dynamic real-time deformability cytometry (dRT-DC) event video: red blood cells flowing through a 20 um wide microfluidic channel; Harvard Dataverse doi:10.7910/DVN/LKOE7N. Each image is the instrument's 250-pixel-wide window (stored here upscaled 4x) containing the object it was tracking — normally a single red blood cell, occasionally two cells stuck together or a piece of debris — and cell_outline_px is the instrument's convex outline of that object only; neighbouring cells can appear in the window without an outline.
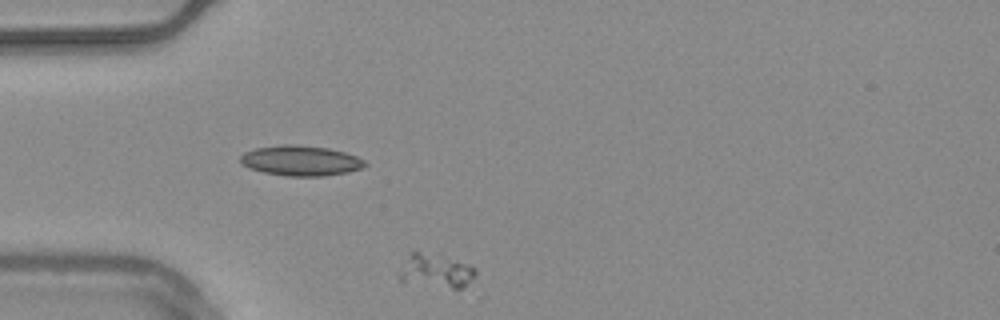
{"species": "common noctule bat (a hibernating species)", "species_latin": "Nyctalus noctula", "temperature_condition": "warm", "stored_images_in_passage": 39, "camera_frame_rate_fps": 3000, "um_per_image_px": 0.085, "animal": {"sex": "male", "body_mass_g": 20.4}, "frame": {"image": 1, "passage_image": 1, "time_ms": 0.0, "image_size_px": [1000, 320], "cell_outline_px": [[476, 276], [468, 284], [460, 288], [452, 288], [400, 280], [396, 276], [396, 272], [412, 252], [420, 252], [472, 264], [476, 268]], "centroid_in_image_um": [37.07, 23.03], "position_along_channel_um": 47.9, "area_um2": 14.62}}
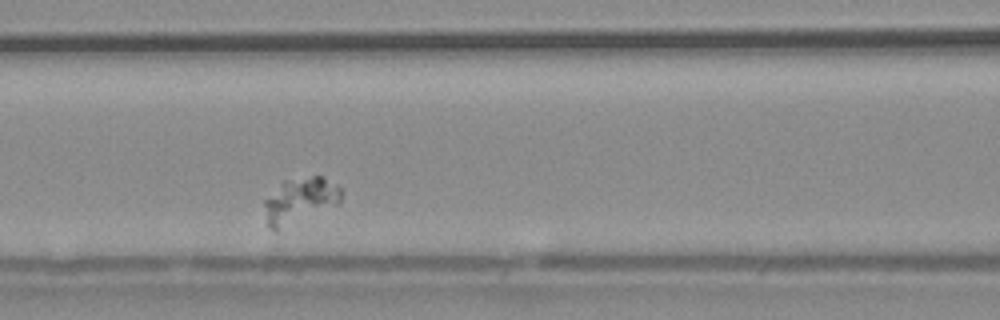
{"frame": {"image": 2, "passage_image": 11, "time_ms": 3.333, "image_size_px": [1000, 320], "cell_outline_px": [[344, 192], [340, 204], [276, 232], [268, 228], [264, 204], [264, 200], [284, 180], [312, 176], [324, 176], [336, 184]], "centroid_in_image_um": [25.53, 17.06], "position_along_channel_um": 141.1, "area_um2": 20.87}}
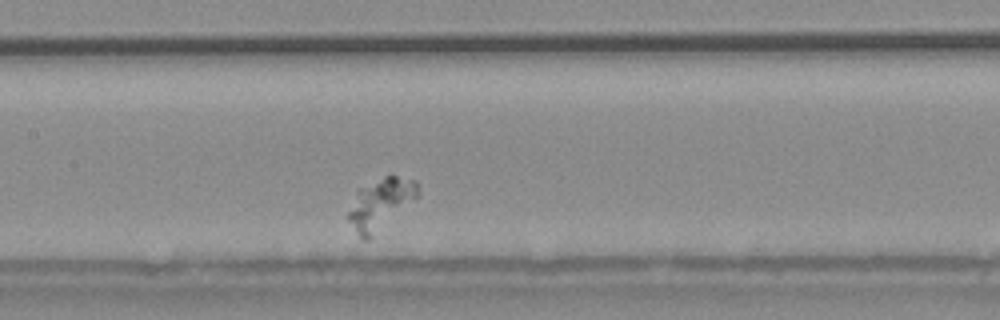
{"frame": {"image": 3, "passage_image": 14, "time_ms": 4.333, "image_size_px": [1000, 320], "cell_outline_px": [[420, 192], [416, 196], [368, 240], [364, 240], [360, 236], [344, 216], [356, 192], [360, 188], [384, 176], [396, 176], [416, 180]], "centroid_in_image_um": [32.27, 17.31], "position_along_channel_um": 175.1, "area_um2": 20.06}}